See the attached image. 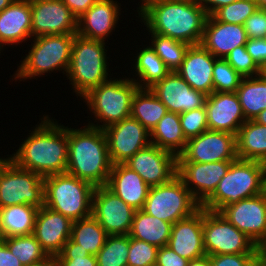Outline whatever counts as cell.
Listing matches in <instances>:
<instances>
[{"label": "cell", "mask_w": 266, "mask_h": 266, "mask_svg": "<svg viewBox=\"0 0 266 266\" xmlns=\"http://www.w3.org/2000/svg\"><path fill=\"white\" fill-rule=\"evenodd\" d=\"M215 57L201 44L189 45L176 72L195 90L210 95L213 92Z\"/></svg>", "instance_id": "cb8c5ba5"}, {"label": "cell", "mask_w": 266, "mask_h": 266, "mask_svg": "<svg viewBox=\"0 0 266 266\" xmlns=\"http://www.w3.org/2000/svg\"><path fill=\"white\" fill-rule=\"evenodd\" d=\"M247 38H264L266 35V9L258 8L244 22Z\"/></svg>", "instance_id": "bcb514c9"}, {"label": "cell", "mask_w": 266, "mask_h": 266, "mask_svg": "<svg viewBox=\"0 0 266 266\" xmlns=\"http://www.w3.org/2000/svg\"><path fill=\"white\" fill-rule=\"evenodd\" d=\"M30 38H32L30 1L14 0L7 8L0 11V51L6 45L16 46Z\"/></svg>", "instance_id": "484cf974"}, {"label": "cell", "mask_w": 266, "mask_h": 266, "mask_svg": "<svg viewBox=\"0 0 266 266\" xmlns=\"http://www.w3.org/2000/svg\"><path fill=\"white\" fill-rule=\"evenodd\" d=\"M106 187L135 210H141L150 187L125 164L112 165Z\"/></svg>", "instance_id": "4316f807"}, {"label": "cell", "mask_w": 266, "mask_h": 266, "mask_svg": "<svg viewBox=\"0 0 266 266\" xmlns=\"http://www.w3.org/2000/svg\"><path fill=\"white\" fill-rule=\"evenodd\" d=\"M168 247L181 257L193 260L206 255L203 239V208L172 225Z\"/></svg>", "instance_id": "7402d4cb"}, {"label": "cell", "mask_w": 266, "mask_h": 266, "mask_svg": "<svg viewBox=\"0 0 266 266\" xmlns=\"http://www.w3.org/2000/svg\"><path fill=\"white\" fill-rule=\"evenodd\" d=\"M263 253L211 255V266H261Z\"/></svg>", "instance_id": "f6af8a7d"}, {"label": "cell", "mask_w": 266, "mask_h": 266, "mask_svg": "<svg viewBox=\"0 0 266 266\" xmlns=\"http://www.w3.org/2000/svg\"><path fill=\"white\" fill-rule=\"evenodd\" d=\"M14 0H0V11L7 8Z\"/></svg>", "instance_id": "9f6ffc18"}, {"label": "cell", "mask_w": 266, "mask_h": 266, "mask_svg": "<svg viewBox=\"0 0 266 266\" xmlns=\"http://www.w3.org/2000/svg\"><path fill=\"white\" fill-rule=\"evenodd\" d=\"M40 266H56L54 260L52 259L49 263Z\"/></svg>", "instance_id": "be15d7a7"}, {"label": "cell", "mask_w": 266, "mask_h": 266, "mask_svg": "<svg viewBox=\"0 0 266 266\" xmlns=\"http://www.w3.org/2000/svg\"><path fill=\"white\" fill-rule=\"evenodd\" d=\"M158 249L155 245L130 237L127 266H155Z\"/></svg>", "instance_id": "b9f144b4"}, {"label": "cell", "mask_w": 266, "mask_h": 266, "mask_svg": "<svg viewBox=\"0 0 266 266\" xmlns=\"http://www.w3.org/2000/svg\"><path fill=\"white\" fill-rule=\"evenodd\" d=\"M38 209L32 205H11L1 208L4 237L33 234Z\"/></svg>", "instance_id": "836d02e7"}, {"label": "cell", "mask_w": 266, "mask_h": 266, "mask_svg": "<svg viewBox=\"0 0 266 266\" xmlns=\"http://www.w3.org/2000/svg\"><path fill=\"white\" fill-rule=\"evenodd\" d=\"M151 144L178 156L185 148L184 136L178 113L167 112L150 132Z\"/></svg>", "instance_id": "f1b7e54d"}, {"label": "cell", "mask_w": 266, "mask_h": 266, "mask_svg": "<svg viewBox=\"0 0 266 266\" xmlns=\"http://www.w3.org/2000/svg\"><path fill=\"white\" fill-rule=\"evenodd\" d=\"M150 1H152V0H141V1L139 2L141 5H139V7H137L138 10H139L140 8H142L146 3L150 2Z\"/></svg>", "instance_id": "91938a15"}, {"label": "cell", "mask_w": 266, "mask_h": 266, "mask_svg": "<svg viewBox=\"0 0 266 266\" xmlns=\"http://www.w3.org/2000/svg\"><path fill=\"white\" fill-rule=\"evenodd\" d=\"M34 43L15 71L14 80L36 79L46 73L67 74L74 34L44 35L31 39ZM65 72V73H64Z\"/></svg>", "instance_id": "52a82bcc"}, {"label": "cell", "mask_w": 266, "mask_h": 266, "mask_svg": "<svg viewBox=\"0 0 266 266\" xmlns=\"http://www.w3.org/2000/svg\"><path fill=\"white\" fill-rule=\"evenodd\" d=\"M107 237L106 231L92 215L72 223L71 239L90 255H97Z\"/></svg>", "instance_id": "e575fe53"}, {"label": "cell", "mask_w": 266, "mask_h": 266, "mask_svg": "<svg viewBox=\"0 0 266 266\" xmlns=\"http://www.w3.org/2000/svg\"><path fill=\"white\" fill-rule=\"evenodd\" d=\"M56 266H98L97 258L80 248L71 238L54 259Z\"/></svg>", "instance_id": "60d3db41"}, {"label": "cell", "mask_w": 266, "mask_h": 266, "mask_svg": "<svg viewBox=\"0 0 266 266\" xmlns=\"http://www.w3.org/2000/svg\"><path fill=\"white\" fill-rule=\"evenodd\" d=\"M232 162L234 161L177 162V175L193 197L202 205L214 193Z\"/></svg>", "instance_id": "ac0fdd59"}, {"label": "cell", "mask_w": 266, "mask_h": 266, "mask_svg": "<svg viewBox=\"0 0 266 266\" xmlns=\"http://www.w3.org/2000/svg\"><path fill=\"white\" fill-rule=\"evenodd\" d=\"M135 212L106 186L95 187L91 215L108 235H129Z\"/></svg>", "instance_id": "5bb4252c"}, {"label": "cell", "mask_w": 266, "mask_h": 266, "mask_svg": "<svg viewBox=\"0 0 266 266\" xmlns=\"http://www.w3.org/2000/svg\"><path fill=\"white\" fill-rule=\"evenodd\" d=\"M237 157L266 163V126L246 120L236 136Z\"/></svg>", "instance_id": "83f0119b"}, {"label": "cell", "mask_w": 266, "mask_h": 266, "mask_svg": "<svg viewBox=\"0 0 266 266\" xmlns=\"http://www.w3.org/2000/svg\"><path fill=\"white\" fill-rule=\"evenodd\" d=\"M259 248L266 246V196L260 194L225 206L219 212Z\"/></svg>", "instance_id": "9a60e30c"}, {"label": "cell", "mask_w": 266, "mask_h": 266, "mask_svg": "<svg viewBox=\"0 0 266 266\" xmlns=\"http://www.w3.org/2000/svg\"><path fill=\"white\" fill-rule=\"evenodd\" d=\"M188 259H185L175 253L167 245L160 247L157 252V261L155 266H187Z\"/></svg>", "instance_id": "7dc6e473"}, {"label": "cell", "mask_w": 266, "mask_h": 266, "mask_svg": "<svg viewBox=\"0 0 266 266\" xmlns=\"http://www.w3.org/2000/svg\"><path fill=\"white\" fill-rule=\"evenodd\" d=\"M260 75H262L266 79V64L261 68Z\"/></svg>", "instance_id": "94428289"}, {"label": "cell", "mask_w": 266, "mask_h": 266, "mask_svg": "<svg viewBox=\"0 0 266 266\" xmlns=\"http://www.w3.org/2000/svg\"><path fill=\"white\" fill-rule=\"evenodd\" d=\"M204 107L208 130L237 136L239 128L246 121L236 92H212L206 97Z\"/></svg>", "instance_id": "44dd1931"}, {"label": "cell", "mask_w": 266, "mask_h": 266, "mask_svg": "<svg viewBox=\"0 0 266 266\" xmlns=\"http://www.w3.org/2000/svg\"><path fill=\"white\" fill-rule=\"evenodd\" d=\"M187 266H211L210 257L209 255H205L197 259L189 260Z\"/></svg>", "instance_id": "f5cc1de1"}, {"label": "cell", "mask_w": 266, "mask_h": 266, "mask_svg": "<svg viewBox=\"0 0 266 266\" xmlns=\"http://www.w3.org/2000/svg\"><path fill=\"white\" fill-rule=\"evenodd\" d=\"M258 8L266 9V0H254Z\"/></svg>", "instance_id": "6f0895ef"}, {"label": "cell", "mask_w": 266, "mask_h": 266, "mask_svg": "<svg viewBox=\"0 0 266 266\" xmlns=\"http://www.w3.org/2000/svg\"><path fill=\"white\" fill-rule=\"evenodd\" d=\"M129 246V235H108L104 246L96 255L97 265L127 266Z\"/></svg>", "instance_id": "74e56055"}, {"label": "cell", "mask_w": 266, "mask_h": 266, "mask_svg": "<svg viewBox=\"0 0 266 266\" xmlns=\"http://www.w3.org/2000/svg\"><path fill=\"white\" fill-rule=\"evenodd\" d=\"M114 79H108L99 86L92 88L82 97L95 118V121H89L88 125L105 129L107 126L130 117L132 100L139 87L131 78H126V76L125 79Z\"/></svg>", "instance_id": "5b68a950"}, {"label": "cell", "mask_w": 266, "mask_h": 266, "mask_svg": "<svg viewBox=\"0 0 266 266\" xmlns=\"http://www.w3.org/2000/svg\"><path fill=\"white\" fill-rule=\"evenodd\" d=\"M247 39L244 25L221 22L209 15L200 44L215 58H225L234 48L245 45Z\"/></svg>", "instance_id": "d4e9b609"}, {"label": "cell", "mask_w": 266, "mask_h": 266, "mask_svg": "<svg viewBox=\"0 0 266 266\" xmlns=\"http://www.w3.org/2000/svg\"><path fill=\"white\" fill-rule=\"evenodd\" d=\"M257 123L266 126V109L261 111L254 119Z\"/></svg>", "instance_id": "db71d44e"}, {"label": "cell", "mask_w": 266, "mask_h": 266, "mask_svg": "<svg viewBox=\"0 0 266 266\" xmlns=\"http://www.w3.org/2000/svg\"><path fill=\"white\" fill-rule=\"evenodd\" d=\"M124 164L149 187L167 183L177 175V156L153 144L139 150Z\"/></svg>", "instance_id": "2e32d148"}, {"label": "cell", "mask_w": 266, "mask_h": 266, "mask_svg": "<svg viewBox=\"0 0 266 266\" xmlns=\"http://www.w3.org/2000/svg\"><path fill=\"white\" fill-rule=\"evenodd\" d=\"M201 204L176 175L169 182L150 187L142 210L159 220L176 223L193 215Z\"/></svg>", "instance_id": "9c48e42d"}, {"label": "cell", "mask_w": 266, "mask_h": 266, "mask_svg": "<svg viewBox=\"0 0 266 266\" xmlns=\"http://www.w3.org/2000/svg\"><path fill=\"white\" fill-rule=\"evenodd\" d=\"M248 54L262 68L266 64V42L263 38H248L245 44Z\"/></svg>", "instance_id": "c3c4849f"}, {"label": "cell", "mask_w": 266, "mask_h": 266, "mask_svg": "<svg viewBox=\"0 0 266 266\" xmlns=\"http://www.w3.org/2000/svg\"><path fill=\"white\" fill-rule=\"evenodd\" d=\"M237 0H198L207 15H213L219 8Z\"/></svg>", "instance_id": "816d5d0a"}, {"label": "cell", "mask_w": 266, "mask_h": 266, "mask_svg": "<svg viewBox=\"0 0 266 266\" xmlns=\"http://www.w3.org/2000/svg\"><path fill=\"white\" fill-rule=\"evenodd\" d=\"M135 56V64L131 65L135 70L136 78H131L140 89H150L157 82L161 81L170 70L166 67L163 60L155 53L149 45Z\"/></svg>", "instance_id": "4dcf8cb0"}, {"label": "cell", "mask_w": 266, "mask_h": 266, "mask_svg": "<svg viewBox=\"0 0 266 266\" xmlns=\"http://www.w3.org/2000/svg\"><path fill=\"white\" fill-rule=\"evenodd\" d=\"M264 163L237 159L232 162L214 193L201 205L220 212L225 206L262 194Z\"/></svg>", "instance_id": "ba28073f"}, {"label": "cell", "mask_w": 266, "mask_h": 266, "mask_svg": "<svg viewBox=\"0 0 266 266\" xmlns=\"http://www.w3.org/2000/svg\"><path fill=\"white\" fill-rule=\"evenodd\" d=\"M73 221L46 206L38 209L33 235L51 259H55L71 238Z\"/></svg>", "instance_id": "ffe728a7"}, {"label": "cell", "mask_w": 266, "mask_h": 266, "mask_svg": "<svg viewBox=\"0 0 266 266\" xmlns=\"http://www.w3.org/2000/svg\"><path fill=\"white\" fill-rule=\"evenodd\" d=\"M106 43L74 34L71 60L67 71L73 92L83 97L92 88L110 79ZM106 51V52H105ZM108 64V65H107Z\"/></svg>", "instance_id": "277c9868"}, {"label": "cell", "mask_w": 266, "mask_h": 266, "mask_svg": "<svg viewBox=\"0 0 266 266\" xmlns=\"http://www.w3.org/2000/svg\"><path fill=\"white\" fill-rule=\"evenodd\" d=\"M261 266H266V252L263 253Z\"/></svg>", "instance_id": "6125c7cd"}, {"label": "cell", "mask_w": 266, "mask_h": 266, "mask_svg": "<svg viewBox=\"0 0 266 266\" xmlns=\"http://www.w3.org/2000/svg\"><path fill=\"white\" fill-rule=\"evenodd\" d=\"M32 38L53 34H77V18L61 1H30Z\"/></svg>", "instance_id": "e0dca14e"}, {"label": "cell", "mask_w": 266, "mask_h": 266, "mask_svg": "<svg viewBox=\"0 0 266 266\" xmlns=\"http://www.w3.org/2000/svg\"><path fill=\"white\" fill-rule=\"evenodd\" d=\"M150 89L168 112L178 114L203 107L207 97L193 89L176 71H170Z\"/></svg>", "instance_id": "d6986e66"}, {"label": "cell", "mask_w": 266, "mask_h": 266, "mask_svg": "<svg viewBox=\"0 0 266 266\" xmlns=\"http://www.w3.org/2000/svg\"><path fill=\"white\" fill-rule=\"evenodd\" d=\"M179 117L184 136L187 140L208 130L206 110L204 106L180 113Z\"/></svg>", "instance_id": "ee69618b"}, {"label": "cell", "mask_w": 266, "mask_h": 266, "mask_svg": "<svg viewBox=\"0 0 266 266\" xmlns=\"http://www.w3.org/2000/svg\"><path fill=\"white\" fill-rule=\"evenodd\" d=\"M5 160V157L4 159L2 157H0V164Z\"/></svg>", "instance_id": "03108f58"}, {"label": "cell", "mask_w": 266, "mask_h": 266, "mask_svg": "<svg viewBox=\"0 0 266 266\" xmlns=\"http://www.w3.org/2000/svg\"><path fill=\"white\" fill-rule=\"evenodd\" d=\"M5 239L2 229V217H1V208H0V242H2Z\"/></svg>", "instance_id": "680465c9"}, {"label": "cell", "mask_w": 266, "mask_h": 266, "mask_svg": "<svg viewBox=\"0 0 266 266\" xmlns=\"http://www.w3.org/2000/svg\"><path fill=\"white\" fill-rule=\"evenodd\" d=\"M243 77L225 60L215 58L213 92H236Z\"/></svg>", "instance_id": "f35d334b"}, {"label": "cell", "mask_w": 266, "mask_h": 266, "mask_svg": "<svg viewBox=\"0 0 266 266\" xmlns=\"http://www.w3.org/2000/svg\"><path fill=\"white\" fill-rule=\"evenodd\" d=\"M3 241L23 266H40L52 260L33 234L8 237Z\"/></svg>", "instance_id": "d590c367"}, {"label": "cell", "mask_w": 266, "mask_h": 266, "mask_svg": "<svg viewBox=\"0 0 266 266\" xmlns=\"http://www.w3.org/2000/svg\"><path fill=\"white\" fill-rule=\"evenodd\" d=\"M29 1H57V0H29Z\"/></svg>", "instance_id": "e7e4bbea"}, {"label": "cell", "mask_w": 266, "mask_h": 266, "mask_svg": "<svg viewBox=\"0 0 266 266\" xmlns=\"http://www.w3.org/2000/svg\"><path fill=\"white\" fill-rule=\"evenodd\" d=\"M150 33L200 44L208 17L198 0H152L138 11Z\"/></svg>", "instance_id": "7a4b0ae2"}, {"label": "cell", "mask_w": 266, "mask_h": 266, "mask_svg": "<svg viewBox=\"0 0 266 266\" xmlns=\"http://www.w3.org/2000/svg\"><path fill=\"white\" fill-rule=\"evenodd\" d=\"M44 179V206L72 221L91 216L95 186L67 172Z\"/></svg>", "instance_id": "8992f818"}, {"label": "cell", "mask_w": 266, "mask_h": 266, "mask_svg": "<svg viewBox=\"0 0 266 266\" xmlns=\"http://www.w3.org/2000/svg\"><path fill=\"white\" fill-rule=\"evenodd\" d=\"M119 5L114 0H98L77 19V34L105 42L118 25L121 14Z\"/></svg>", "instance_id": "603a6c76"}, {"label": "cell", "mask_w": 266, "mask_h": 266, "mask_svg": "<svg viewBox=\"0 0 266 266\" xmlns=\"http://www.w3.org/2000/svg\"><path fill=\"white\" fill-rule=\"evenodd\" d=\"M225 60L242 76L252 77L260 75L261 68L255 63L253 58L248 54L246 46L234 48Z\"/></svg>", "instance_id": "7bdbcfd3"}, {"label": "cell", "mask_w": 266, "mask_h": 266, "mask_svg": "<svg viewBox=\"0 0 266 266\" xmlns=\"http://www.w3.org/2000/svg\"><path fill=\"white\" fill-rule=\"evenodd\" d=\"M167 112V107L151 89L139 88L135 92L130 116L141 123L149 132Z\"/></svg>", "instance_id": "d6a6232c"}, {"label": "cell", "mask_w": 266, "mask_h": 266, "mask_svg": "<svg viewBox=\"0 0 266 266\" xmlns=\"http://www.w3.org/2000/svg\"><path fill=\"white\" fill-rule=\"evenodd\" d=\"M78 19L98 0H61Z\"/></svg>", "instance_id": "681fc988"}, {"label": "cell", "mask_w": 266, "mask_h": 266, "mask_svg": "<svg viewBox=\"0 0 266 266\" xmlns=\"http://www.w3.org/2000/svg\"><path fill=\"white\" fill-rule=\"evenodd\" d=\"M11 205L44 206V179L6 157L0 164V208Z\"/></svg>", "instance_id": "30bf717a"}, {"label": "cell", "mask_w": 266, "mask_h": 266, "mask_svg": "<svg viewBox=\"0 0 266 266\" xmlns=\"http://www.w3.org/2000/svg\"><path fill=\"white\" fill-rule=\"evenodd\" d=\"M237 159L236 135L213 130L188 139L177 156V162L211 163Z\"/></svg>", "instance_id": "7c38bea8"}, {"label": "cell", "mask_w": 266, "mask_h": 266, "mask_svg": "<svg viewBox=\"0 0 266 266\" xmlns=\"http://www.w3.org/2000/svg\"><path fill=\"white\" fill-rule=\"evenodd\" d=\"M254 0H237L219 8L213 16L221 22L244 25V22L257 10Z\"/></svg>", "instance_id": "ab89813d"}, {"label": "cell", "mask_w": 266, "mask_h": 266, "mask_svg": "<svg viewBox=\"0 0 266 266\" xmlns=\"http://www.w3.org/2000/svg\"><path fill=\"white\" fill-rule=\"evenodd\" d=\"M172 225L149 215L142 209L136 210L129 236L160 248L168 244Z\"/></svg>", "instance_id": "f546056e"}, {"label": "cell", "mask_w": 266, "mask_h": 266, "mask_svg": "<svg viewBox=\"0 0 266 266\" xmlns=\"http://www.w3.org/2000/svg\"><path fill=\"white\" fill-rule=\"evenodd\" d=\"M103 131L112 165L124 164L151 144L150 132L131 116L107 126Z\"/></svg>", "instance_id": "4fadbf2b"}, {"label": "cell", "mask_w": 266, "mask_h": 266, "mask_svg": "<svg viewBox=\"0 0 266 266\" xmlns=\"http://www.w3.org/2000/svg\"><path fill=\"white\" fill-rule=\"evenodd\" d=\"M19 149L8 157L18 167L42 177L65 173L68 161L67 127L43 115Z\"/></svg>", "instance_id": "6da1fadb"}, {"label": "cell", "mask_w": 266, "mask_h": 266, "mask_svg": "<svg viewBox=\"0 0 266 266\" xmlns=\"http://www.w3.org/2000/svg\"><path fill=\"white\" fill-rule=\"evenodd\" d=\"M246 120L266 109V79L262 75L243 77L236 90Z\"/></svg>", "instance_id": "1f68e13d"}, {"label": "cell", "mask_w": 266, "mask_h": 266, "mask_svg": "<svg viewBox=\"0 0 266 266\" xmlns=\"http://www.w3.org/2000/svg\"><path fill=\"white\" fill-rule=\"evenodd\" d=\"M203 239L206 255L264 253L246 234L219 212L203 208Z\"/></svg>", "instance_id": "8fae6325"}, {"label": "cell", "mask_w": 266, "mask_h": 266, "mask_svg": "<svg viewBox=\"0 0 266 266\" xmlns=\"http://www.w3.org/2000/svg\"><path fill=\"white\" fill-rule=\"evenodd\" d=\"M68 161L66 172L95 187L106 186L112 163L103 129L85 125L68 128Z\"/></svg>", "instance_id": "3957f363"}, {"label": "cell", "mask_w": 266, "mask_h": 266, "mask_svg": "<svg viewBox=\"0 0 266 266\" xmlns=\"http://www.w3.org/2000/svg\"><path fill=\"white\" fill-rule=\"evenodd\" d=\"M0 266H23L10 252L4 241L0 242Z\"/></svg>", "instance_id": "f907efd6"}, {"label": "cell", "mask_w": 266, "mask_h": 266, "mask_svg": "<svg viewBox=\"0 0 266 266\" xmlns=\"http://www.w3.org/2000/svg\"><path fill=\"white\" fill-rule=\"evenodd\" d=\"M151 44L155 53L163 60L170 71H176L183 61L189 45L170 37L151 33Z\"/></svg>", "instance_id": "8d00e7d4"}, {"label": "cell", "mask_w": 266, "mask_h": 266, "mask_svg": "<svg viewBox=\"0 0 266 266\" xmlns=\"http://www.w3.org/2000/svg\"><path fill=\"white\" fill-rule=\"evenodd\" d=\"M262 194L266 196V163H264V169L262 172Z\"/></svg>", "instance_id": "11a10c76"}]
</instances>
